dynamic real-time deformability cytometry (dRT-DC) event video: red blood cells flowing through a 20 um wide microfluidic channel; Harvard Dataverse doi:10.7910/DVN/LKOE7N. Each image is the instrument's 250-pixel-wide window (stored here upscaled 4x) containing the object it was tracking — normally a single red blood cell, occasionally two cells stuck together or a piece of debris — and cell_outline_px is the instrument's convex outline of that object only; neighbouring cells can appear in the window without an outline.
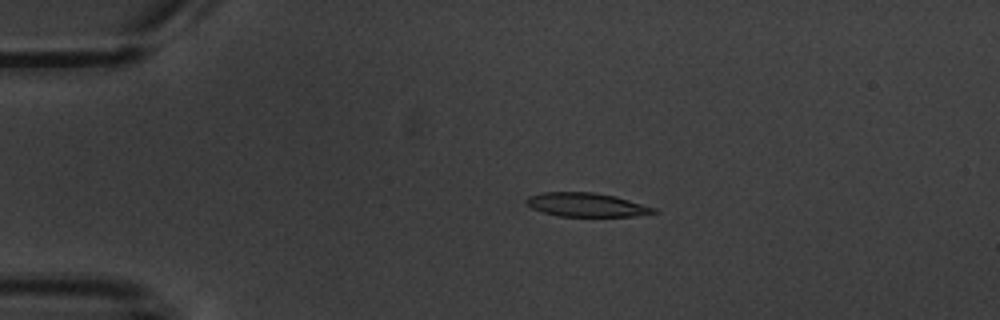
{"species": "common noctule bat (a hibernating species)", "species_latin": "Nyctalus noctula", "temperature_condition": "warm", "stored_images_in_passage": 5, "camera_frame_rate_fps": 3000, "um_per_image_px": 0.085, "animal": {"sex": "male", "body_mass_g": 20.1, "forearm_length_mm": 53.5}, "frame": {"image": 1, "passage_image": 4, "time_ms": 3.333, "image_size_px": [1000, 320], "cell_outline_px": [[660, 212], [632, 216], [560, 216], [544, 212], [532, 208], [524, 200], [528, 196], [540, 192], [592, 192], [616, 196], [656, 208]], "centroid_in_image_um": [49.85, 17.4], "position_along_channel_um": 35.2, "area_um2": 17.63}}